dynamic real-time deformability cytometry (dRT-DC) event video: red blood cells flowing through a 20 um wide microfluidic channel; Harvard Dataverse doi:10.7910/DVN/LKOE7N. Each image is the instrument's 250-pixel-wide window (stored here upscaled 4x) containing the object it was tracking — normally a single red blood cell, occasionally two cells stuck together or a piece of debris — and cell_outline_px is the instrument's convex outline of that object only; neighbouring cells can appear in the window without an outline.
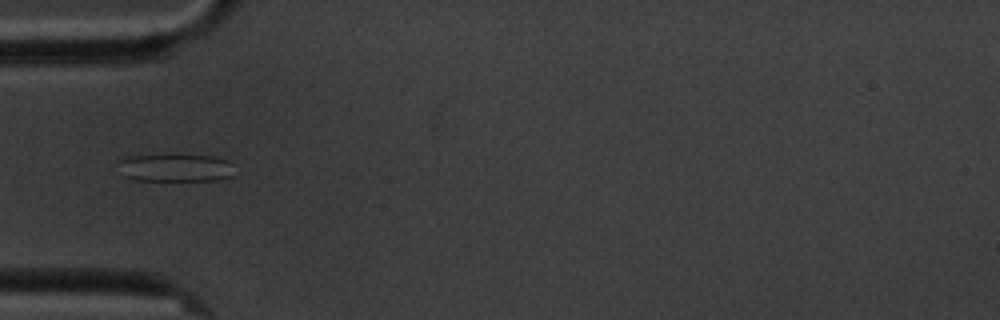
{"species": "common noctule bat (a hibernating species)", "species_latin": "Nyctalus noctula", "temperature_condition": "cold", "stored_images_in_passage": 10, "camera_frame_rate_fps": 3000, "um_per_image_px": 0.085, "animal": {"sex": "male", "body_mass_g": 20.1, "forearm_length_mm": 53.5}, "frame": {"image": 1, "passage_image": 5, "time_ms": 4.667, "image_size_px": [1000, 320], "cell_outline_px": [[232, 176], [220, 180], [132, 180], [124, 176], [116, 164], [116, 160], [120, 156], [164, 152], [176, 152], [212, 156], [228, 160]], "centroid_in_image_um": [14.75, 14.19], "position_along_channel_um": 70.3, "area_um2": 20.11}}
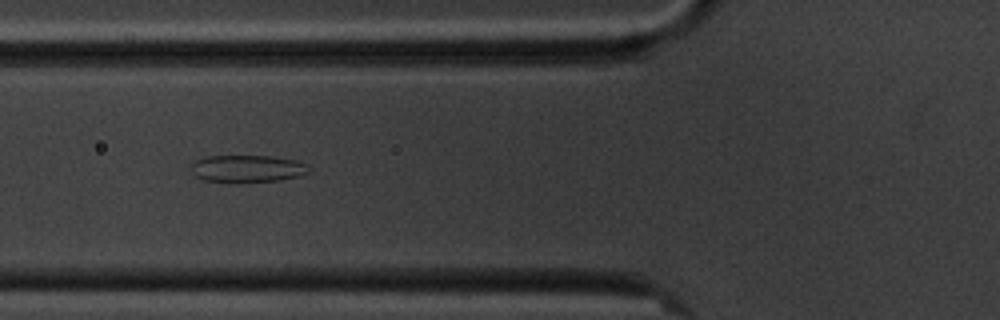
{"frame": {"image": 2, "passage_image": 6, "time_ms": 5.667, "image_size_px": [1000, 320], "cell_outline_px": [[308, 172], [300, 176], [280, 180], [236, 184], [204, 180], [196, 176], [192, 172], [192, 164], [196, 160], [204, 156], [272, 156], [296, 160], [304, 164], [308, 168]], "centroid_in_image_um": [20.99, 14.36], "position_along_channel_um": 104.8, "area_um2": 19.02}}
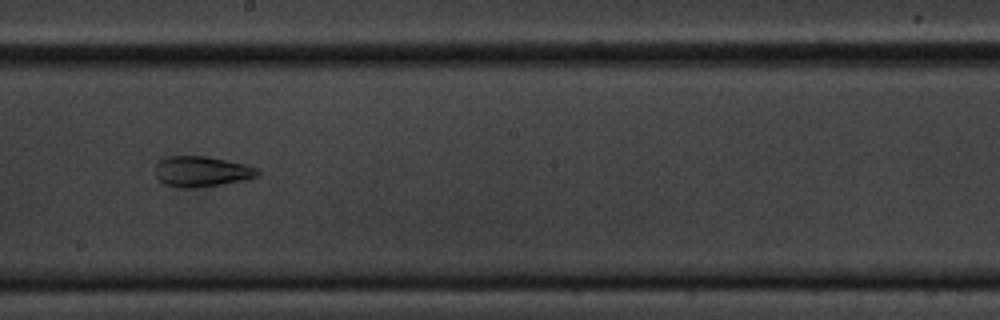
{"frame": {"image": 3, "passage_image": 9, "time_ms": 9.333, "image_size_px": [1000, 320], "cell_outline_px": [[260, 172], [256, 176], [248, 180], [192, 188], [180, 188], [164, 184], [156, 176], [156, 164], [164, 156], [204, 156], [248, 164], [256, 168]], "centroid_in_image_um": [17.14, 14.57], "position_along_channel_um": 231.1, "area_um2": 18.26}}